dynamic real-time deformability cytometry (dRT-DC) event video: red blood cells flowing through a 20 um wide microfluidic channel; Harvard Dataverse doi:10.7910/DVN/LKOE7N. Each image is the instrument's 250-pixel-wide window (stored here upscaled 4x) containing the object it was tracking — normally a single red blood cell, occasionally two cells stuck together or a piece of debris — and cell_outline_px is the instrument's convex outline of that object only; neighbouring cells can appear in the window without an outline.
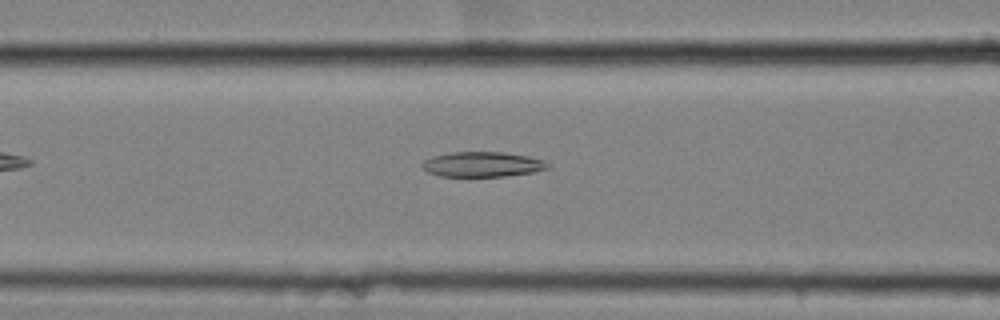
{"species": "common noctule bat (a hibernating species)", "species_latin": "Nyctalus noctula", "temperature_condition": "cold", "stored_images_in_passage": 45, "camera_frame_rate_fps": 3000, "um_per_image_px": 0.085, "animal": {"sex": "female", "body_mass_g": 25.1}, "frame": {"image": 1, "passage_image": 12, "time_ms": 3.667, "image_size_px": [1000, 320], "cell_outline_px": [[548, 168], [532, 172], [504, 176], [440, 176], [428, 172], [420, 164], [424, 160], [432, 156], [452, 152], [500, 152], [528, 156], [544, 160], [548, 164]], "centroid_in_image_um": [40.97, 13.96], "position_along_channel_um": 125.6, "area_um2": 18.15}}
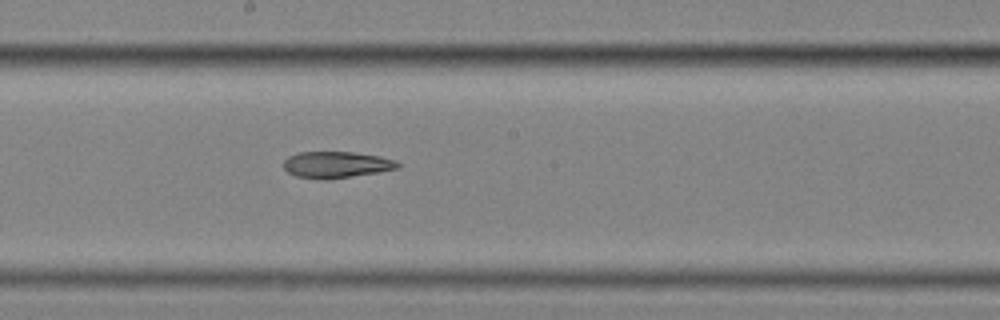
{"frame": {"image": 2, "passage_image": 20, "time_ms": 6.333, "image_size_px": [1000, 320], "cell_outline_px": [[400, 168], [352, 176], [324, 180], [320, 180], [296, 176], [288, 172], [284, 168], [284, 160], [288, 156], [300, 152], [352, 152], [380, 156], [396, 160], [400, 164]], "centroid_in_image_um": [28.58, 14.0], "position_along_channel_um": 219.6, "area_um2": 17.57}}
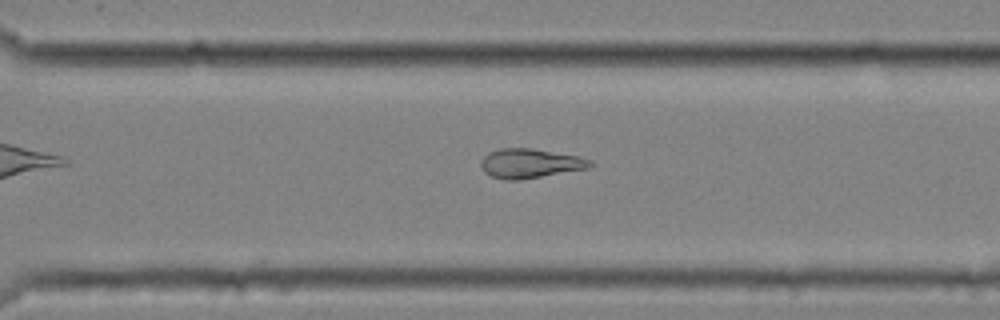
{"frame": {"image": 3, "passage_image": 29, "time_ms": 9.333, "image_size_px": [1000, 320], "cell_outline_px": [[592, 168], [520, 180], [508, 180], [492, 176], [484, 172], [480, 164], [480, 160], [488, 152], [500, 148], [532, 148], [580, 156], [592, 160]], "centroid_in_image_um": [45.09, 13.88], "position_along_channel_um": 325.5, "area_um2": 18.96}, "authors_computed_cell_mechanics": {"area_um2": 18.9006, "velocity_mm_per_s": 3.531, "shape_relaxation_time_tau1_ms": null, "shape_relaxation_time_tau2_ms": 9.0748, "deformation_change_tau1": null, "deformation_change_tau2": 0.1864}}